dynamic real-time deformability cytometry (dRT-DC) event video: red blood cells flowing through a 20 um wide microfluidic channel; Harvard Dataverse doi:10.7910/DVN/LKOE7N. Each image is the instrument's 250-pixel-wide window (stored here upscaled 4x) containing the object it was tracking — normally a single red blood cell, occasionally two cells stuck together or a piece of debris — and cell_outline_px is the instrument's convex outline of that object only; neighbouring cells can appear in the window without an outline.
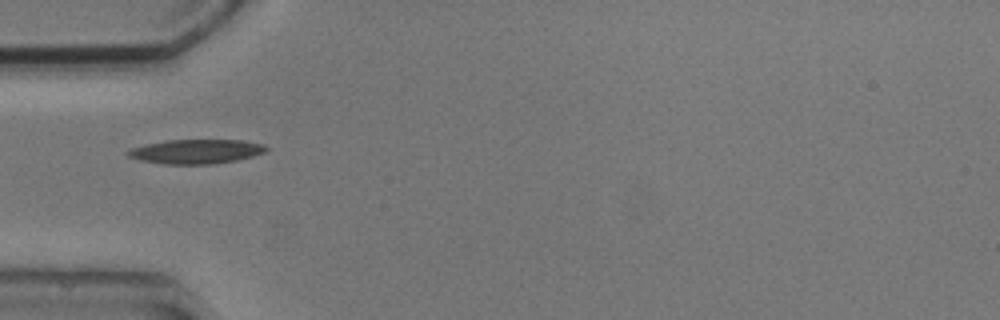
{"species": "common noctule bat (a hibernating species)", "species_latin": "Nyctalus noctula", "temperature_condition": "cold", "stored_images_in_passage": 4, "camera_frame_rate_fps": 3000, "um_per_image_px": 0.085, "animal": {"sex": "male", "body_mass_g": 20.5, "forearm_length_mm": 52.5}, "frame": {"image": 1, "passage_image": 1, "time_ms": 0.0, "image_size_px": [1000, 320], "cell_outline_px": [[268, 148], [264, 152], [252, 156], [236, 160], [216, 164], [164, 164], [140, 160], [128, 156], [124, 152], [132, 148], [148, 144], [168, 140], [244, 140], [264, 144]], "centroid_in_image_um": [16.68, 12.88], "position_along_channel_um": 68.3, "area_um2": 19.54}}